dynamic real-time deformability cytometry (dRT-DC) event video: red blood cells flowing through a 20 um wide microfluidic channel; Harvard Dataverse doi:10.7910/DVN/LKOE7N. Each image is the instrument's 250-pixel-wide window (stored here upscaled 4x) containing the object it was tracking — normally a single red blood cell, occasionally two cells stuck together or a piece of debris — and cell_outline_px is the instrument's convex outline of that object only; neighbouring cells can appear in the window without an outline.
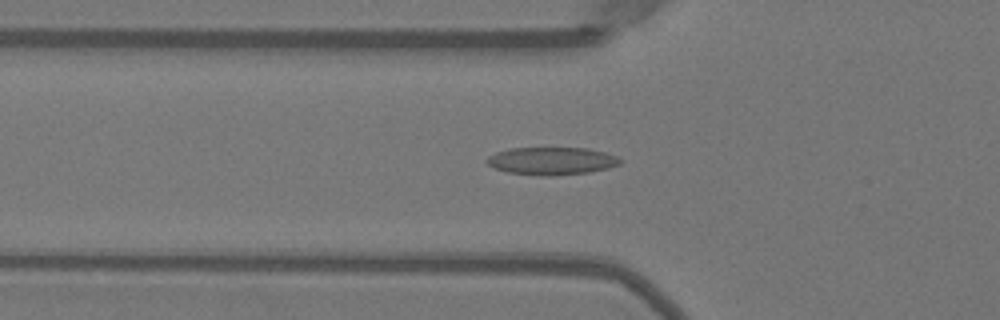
{"species": "Egyptian fruit bat (a non-hibernating species)", "species_latin": "Rousettus aegyptiacus", "temperature_condition": "warm", "stored_images_in_passage": 46, "camera_frame_rate_fps": 3000, "um_per_image_px": 0.085, "animal": {"sex": "female"}, "frame": {"image": 1, "passage_image": 18, "time_ms": 5.667, "image_size_px": [1000, 320], "cell_outline_px": [[624, 160], [620, 164], [608, 168], [588, 172], [548, 176], [540, 176], [508, 172], [496, 168], [488, 164], [484, 160], [488, 156], [496, 152], [508, 148], [588, 148], [604, 152], [616, 156]], "centroid_in_image_um": [46.89, 13.67], "position_along_channel_um": 78.9, "area_um2": 21.5}}
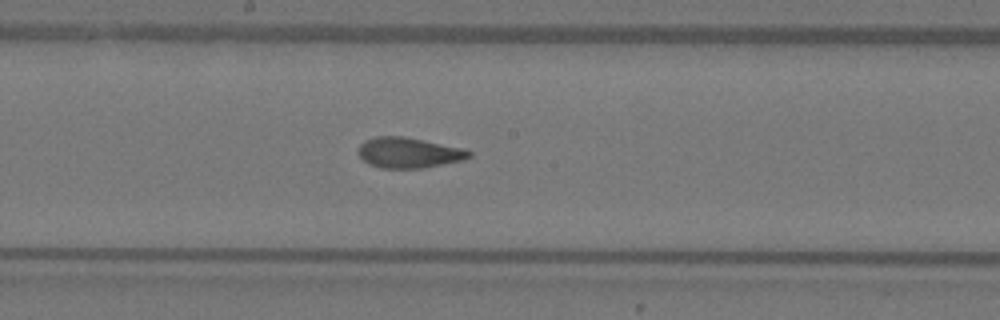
{"frame": {"image": 2, "passage_image": 28, "time_ms": 9.0, "image_size_px": [1000, 320], "cell_outline_px": [[472, 156], [464, 160], [420, 168], [380, 168], [368, 164], [356, 152], [360, 144], [364, 140], [376, 136], [404, 136], [464, 148], [472, 152]], "centroid_in_image_um": [34.73, 12.97], "position_along_channel_um": 213.5, "area_um2": 19.83}}
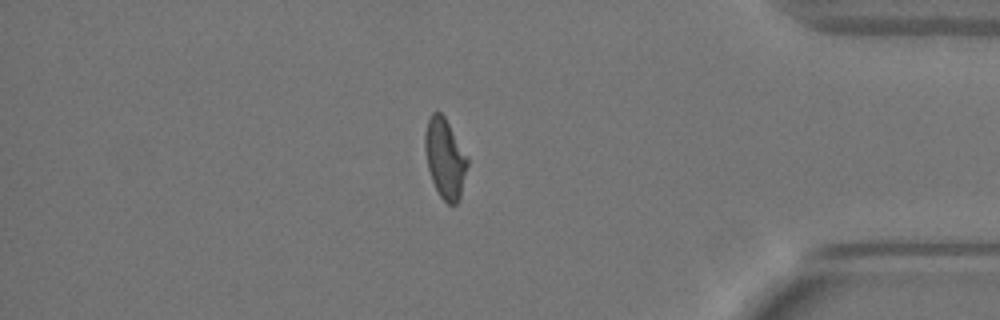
{"frame": {"image": 3, "passage_image": 44, "time_ms": 14.333, "image_size_px": [1000, 320], "cell_outline_px": [[468, 164], [460, 196], [456, 204], [448, 204], [440, 196], [432, 180], [428, 168], [424, 148], [424, 136], [428, 120], [432, 112], [440, 112], [444, 116], [468, 156]], "centroid_in_image_um": [37.82, 13.45], "position_along_channel_um": 397.4, "area_um2": 19.59}, "authors_computed_cell_mechanics": {"area_um2": 20.3456, "velocity_mm_per_s": 4.0065, "shape_relaxation_time_tau1_ms": 8.3298, "shape_relaxation_time_tau2_ms": 1.4828, "deformation_change_tau1": 0.229, "deformation_change_tau2": 0.0791}}